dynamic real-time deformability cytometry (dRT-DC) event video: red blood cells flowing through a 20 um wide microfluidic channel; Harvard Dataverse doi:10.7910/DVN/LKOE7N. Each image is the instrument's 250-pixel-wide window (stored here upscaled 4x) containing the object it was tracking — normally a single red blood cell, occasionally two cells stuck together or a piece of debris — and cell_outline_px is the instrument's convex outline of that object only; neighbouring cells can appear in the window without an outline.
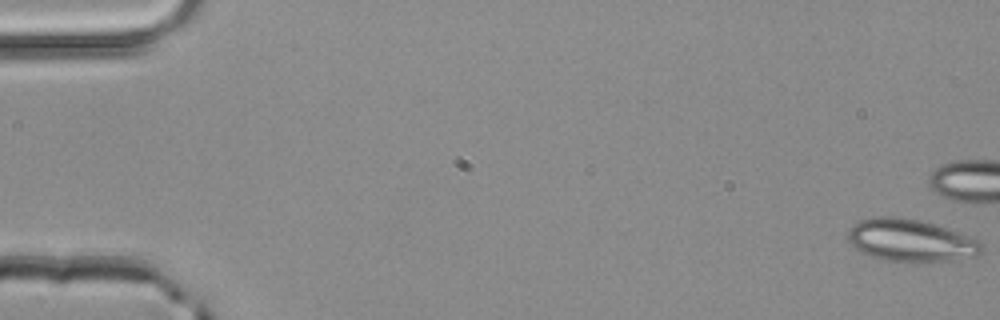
{"species": "common noctule bat (a hibernating species)", "species_latin": "Nyctalus noctula", "temperature_condition": "room temperature", "stored_images_in_passage": 6, "camera_frame_rate_fps": 3000, "um_per_image_px": 0.085, "animal": {"sex": "male", "body_mass_g": 20.4}, "frame": {"image": 1, "passage_image": 1, "time_ms": 0.0, "image_size_px": [1000, 320], "cell_outline_px": [[984, 252], [976, 256], [948, 260], [884, 260], [860, 252], [848, 240], [848, 232], [852, 224], [860, 220], [876, 216], [896, 216], [936, 224], [980, 240], [984, 248]], "centroid_in_image_um": [77.41, 20.41], "position_along_channel_um": 7.6, "area_um2": 32.6}}
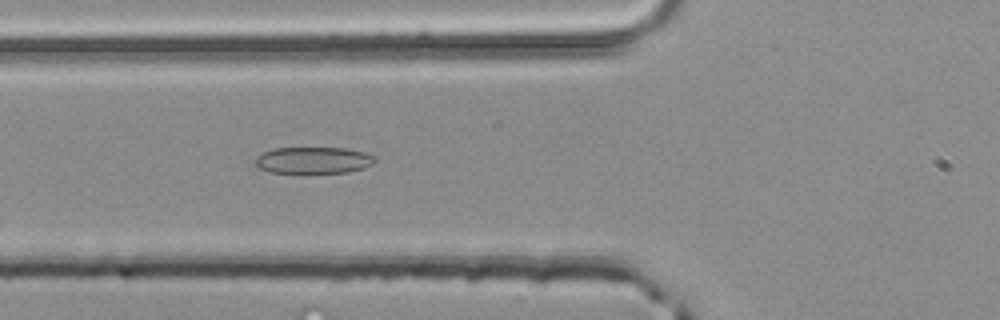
{"frame": {"image": 2, "passage_image": 6, "time_ms": 1.667, "image_size_px": [1000, 320], "cell_outline_px": [[376, 160], [372, 164], [364, 168], [348, 172], [272, 172], [260, 168], [256, 164], [256, 156], [272, 148], [348, 148], [364, 152], [376, 156]], "centroid_in_image_um": [26.68, 13.6], "position_along_channel_um": 99.1, "area_um2": 18.38}}